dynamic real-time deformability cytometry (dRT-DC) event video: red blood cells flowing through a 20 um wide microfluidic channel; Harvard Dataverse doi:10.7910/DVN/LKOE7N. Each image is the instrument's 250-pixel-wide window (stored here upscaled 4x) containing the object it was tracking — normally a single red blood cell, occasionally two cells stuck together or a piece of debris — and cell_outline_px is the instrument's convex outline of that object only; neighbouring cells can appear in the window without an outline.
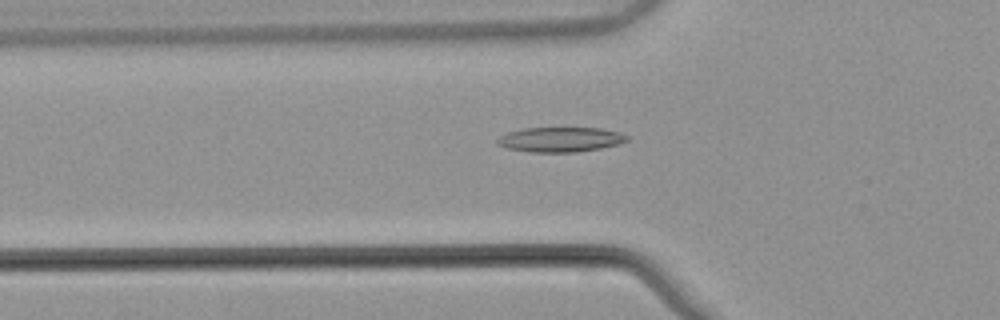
{"species": "common noctule bat (a hibernating species)", "species_latin": "Nyctalus noctula", "temperature_condition": "warm", "stored_images_in_passage": 42, "camera_frame_rate_fps": 3000, "um_per_image_px": 0.085, "animal": {"sex": "male", "body_mass_g": 21.5, "forearm_length_mm": 52.0}, "frame": {"image": 1, "passage_image": 7, "time_ms": 2.0, "image_size_px": [1000, 320], "cell_outline_px": [[628, 140], [620, 144], [600, 148], [576, 152], [528, 152], [508, 148], [496, 144], [496, 140], [500, 136], [508, 132], [524, 128], [600, 128], [620, 132], [628, 136]], "centroid_in_image_um": [47.63, 11.86], "position_along_channel_um": 78.2, "area_um2": 18.79}}
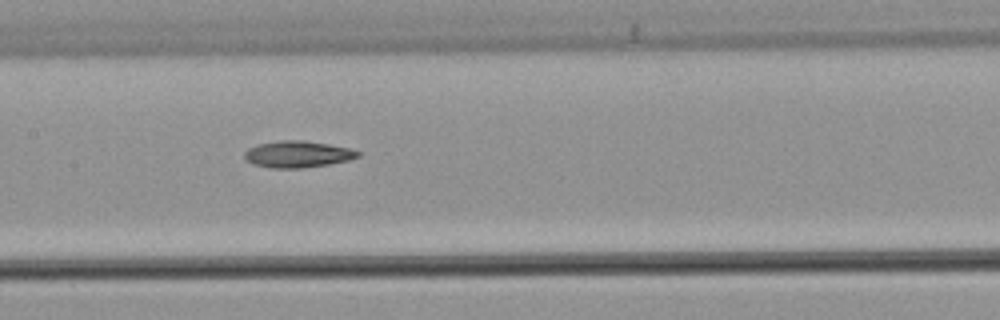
{"frame": {"image": 2, "passage_image": 15, "time_ms": 4.667, "image_size_px": [1000, 320], "cell_outline_px": [[360, 156], [348, 160], [328, 164], [304, 168], [268, 168], [252, 164], [244, 156], [244, 152], [248, 148], [256, 144], [280, 140], [300, 140], [328, 144], [348, 148], [360, 152]], "centroid_in_image_um": [25.26, 13.11], "position_along_channel_um": 182.1, "area_um2": 17.57}}
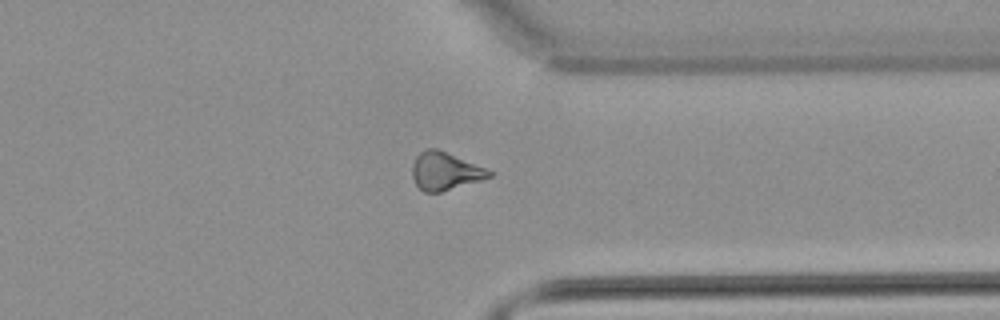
{"frame": {"image": 3, "passage_image": 30, "time_ms": 9.667, "image_size_px": [1000, 320], "cell_outline_px": [[492, 176], [480, 180], [440, 192], [424, 192], [416, 184], [412, 176], [412, 164], [416, 156], [420, 152], [428, 148], [436, 148], [484, 168], [492, 172]], "centroid_in_image_um": [37.78, 14.55], "position_along_channel_um": 373.6, "area_um2": 16.53}}